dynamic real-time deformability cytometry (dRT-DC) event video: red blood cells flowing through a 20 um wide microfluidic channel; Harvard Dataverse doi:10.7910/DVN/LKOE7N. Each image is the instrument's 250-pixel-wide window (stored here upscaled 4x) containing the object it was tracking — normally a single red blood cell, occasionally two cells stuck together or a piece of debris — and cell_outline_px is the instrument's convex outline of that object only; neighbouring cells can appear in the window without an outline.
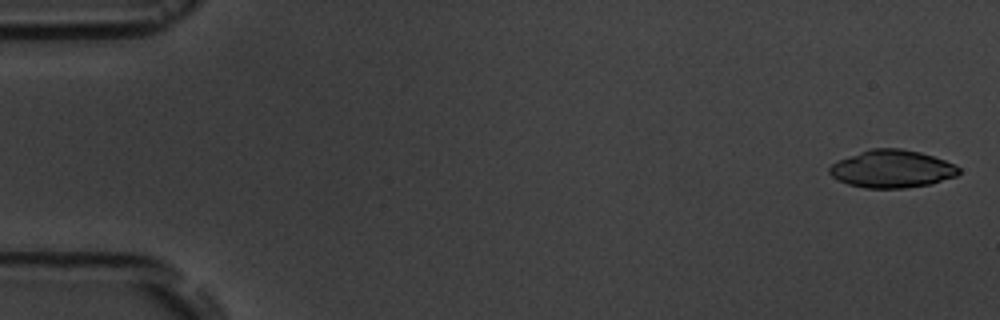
{"species": "common noctule bat (a hibernating species)", "species_latin": "Nyctalus noctula", "temperature_condition": "room temperature", "stored_images_in_passage": 6, "camera_frame_rate_fps": 3000, "um_per_image_px": 0.085, "animal": {"sex": "male", "body_mass_g": 19.5, "forearm_length_mm": 54.6}, "frame": {"image": 1, "passage_image": 1, "time_ms": 0.0, "image_size_px": [1000, 320], "cell_outline_px": [[960, 172], [956, 176], [932, 184], [904, 188], [864, 188], [848, 184], [832, 176], [828, 172], [828, 168], [832, 164], [840, 160], [860, 152], [872, 148], [900, 148], [920, 152], [956, 164], [960, 168]], "centroid_in_image_um": [75.85, 14.36], "position_along_channel_um": 9.2, "area_um2": 28.32}}